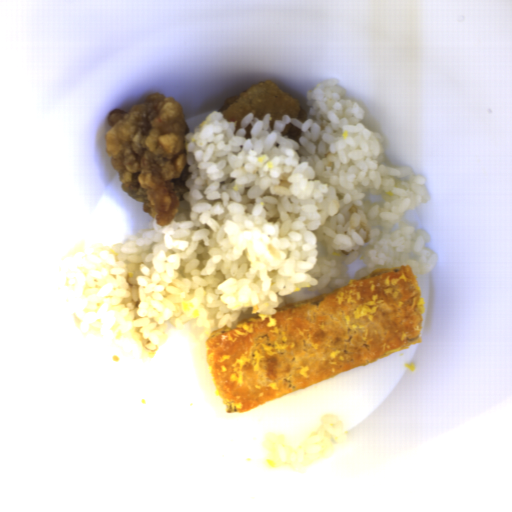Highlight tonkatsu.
<instances>
[{"instance_id": "tonkatsu-1", "label": "tonkatsu", "mask_w": 512, "mask_h": 512, "mask_svg": "<svg viewBox=\"0 0 512 512\" xmlns=\"http://www.w3.org/2000/svg\"><path fill=\"white\" fill-rule=\"evenodd\" d=\"M424 300L409 265L222 328L205 361L226 411L245 412L420 343Z\"/></svg>"}]
</instances>
